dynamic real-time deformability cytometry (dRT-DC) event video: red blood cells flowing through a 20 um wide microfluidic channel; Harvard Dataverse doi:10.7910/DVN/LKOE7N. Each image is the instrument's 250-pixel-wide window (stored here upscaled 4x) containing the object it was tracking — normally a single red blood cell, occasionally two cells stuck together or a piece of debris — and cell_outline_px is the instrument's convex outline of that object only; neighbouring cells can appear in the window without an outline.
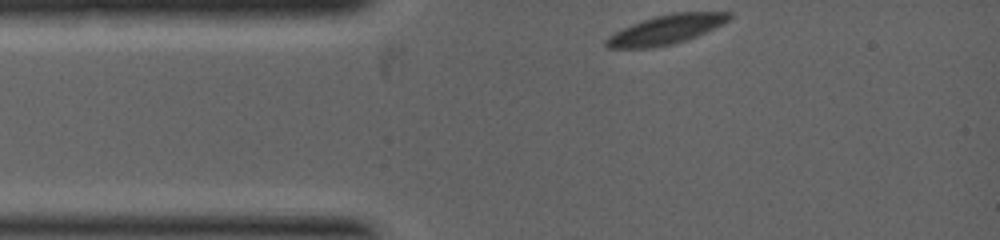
{"species": "common noctule bat (a hibernating species)", "species_latin": "Nyctalus noctula", "temperature_condition": "warm", "stored_images_in_passage": 15, "camera_frame_rate_fps": 5000, "um_per_image_px": 0.085, "animal": {"sex": "female", "body_mass_g": 19.0, "forearm_length_mm": 53.3}, "frame": {"image": 1, "passage_image": 1, "time_ms": 0.0, "image_size_px": [1000, 240], "cell_outline_px": [[732, 16], [724, 24], [688, 40], [672, 44], [652, 48], [608, 48], [604, 44], [604, 40], [608, 36], [632, 24], [656, 16], [672, 12], [732, 12]], "centroid_in_image_um": [56.64, 2.52], "position_along_channel_um": 28.4, "area_um2": 20.98}}
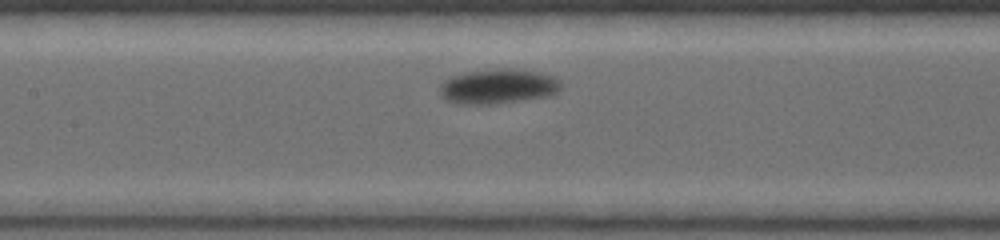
{"frame": {"image": 2, "passage_image": 9, "time_ms": 2.4, "image_size_px": [1000, 240], "cell_outline_px": [[564, 88], [560, 92], [552, 96], [492, 104], [456, 104], [440, 96], [440, 84], [448, 76], [484, 68], [512, 68], [540, 72], [556, 76], [560, 80]], "centroid_in_image_um": [42.39, 7.32], "position_along_channel_um": 165.0, "area_um2": 25.49}}
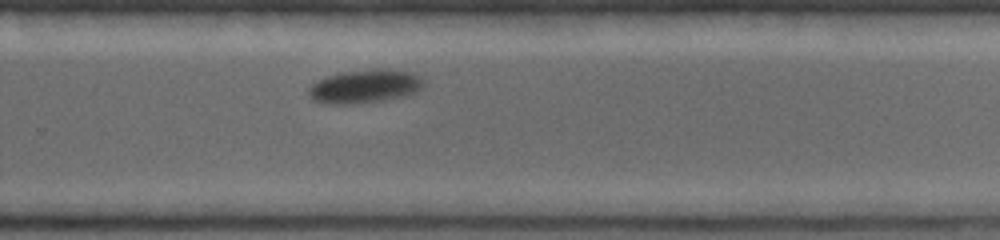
{"frame": {"image": 3, "passage_image": 15, "time_ms": 4.4, "image_size_px": [1000, 240], "cell_outline_px": [[424, 88], [420, 92], [404, 96], [360, 104], [336, 104], [312, 100], [308, 96], [308, 88], [316, 80], [328, 76], [344, 72], [376, 68], [388, 68], [412, 72], [420, 76], [424, 80]], "centroid_in_image_um": [31.07, 7.33], "position_along_channel_um": 298.7, "area_um2": 22.89}}